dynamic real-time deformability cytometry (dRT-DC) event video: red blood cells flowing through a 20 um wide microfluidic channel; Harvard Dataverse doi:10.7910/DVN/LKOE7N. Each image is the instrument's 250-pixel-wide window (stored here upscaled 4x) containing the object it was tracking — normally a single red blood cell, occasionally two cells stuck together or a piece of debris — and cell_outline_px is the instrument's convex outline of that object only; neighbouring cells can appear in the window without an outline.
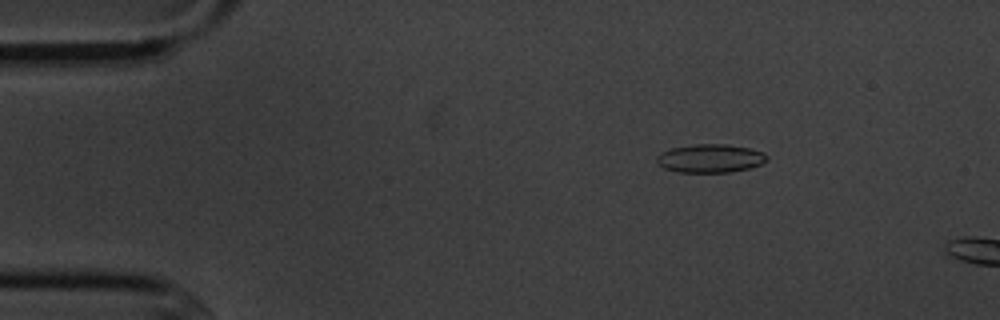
{"species": "common noctule bat (a hibernating species)", "species_latin": "Nyctalus noctula", "temperature_condition": "cold", "stored_images_in_passage": 5, "camera_frame_rate_fps": 3000, "um_per_image_px": 0.085, "animal": {"sex": "male", "body_mass_g": 20.1, "forearm_length_mm": 53.5}, "frame": {"image": 1, "passage_image": 3, "time_ms": 2.333, "image_size_px": [1000, 320], "cell_outline_px": [[768, 156], [760, 164], [748, 168], [728, 172], [676, 172], [664, 168], [656, 164], [656, 156], [660, 152], [672, 148], [696, 144], [724, 144], [748, 148], [764, 152]], "centroid_in_image_um": [60.3, 13.46], "position_along_channel_um": 24.7, "area_um2": 18.15}}